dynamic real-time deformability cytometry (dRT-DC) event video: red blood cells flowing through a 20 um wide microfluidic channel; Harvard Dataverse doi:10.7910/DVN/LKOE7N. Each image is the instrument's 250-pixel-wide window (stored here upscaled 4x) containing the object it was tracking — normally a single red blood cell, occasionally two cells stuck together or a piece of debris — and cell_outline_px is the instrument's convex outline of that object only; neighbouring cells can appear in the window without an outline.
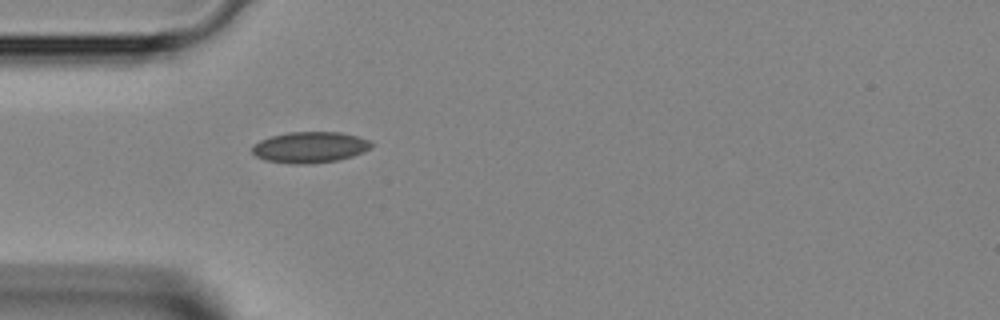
{"species": "Egyptian fruit bat (a non-hibernating species)", "species_latin": "Rousettus aegyptiacus", "temperature_condition": "room temperature", "stored_images_in_passage": 32, "camera_frame_rate_fps": 3000, "um_per_image_px": 0.085, "animal": {"sex": "female"}, "frame": {"image": 1, "passage_image": 1, "time_ms": 0.0, "image_size_px": [1000, 320], "cell_outline_px": [[372, 144], [368, 148], [352, 156], [336, 160], [312, 164], [288, 164], [264, 160], [256, 156], [252, 152], [252, 144], [260, 140], [272, 136], [288, 132], [340, 132], [356, 136], [368, 140]], "centroid_in_image_um": [26.26, 12.52], "position_along_channel_um": 58.7, "area_um2": 21.44}}
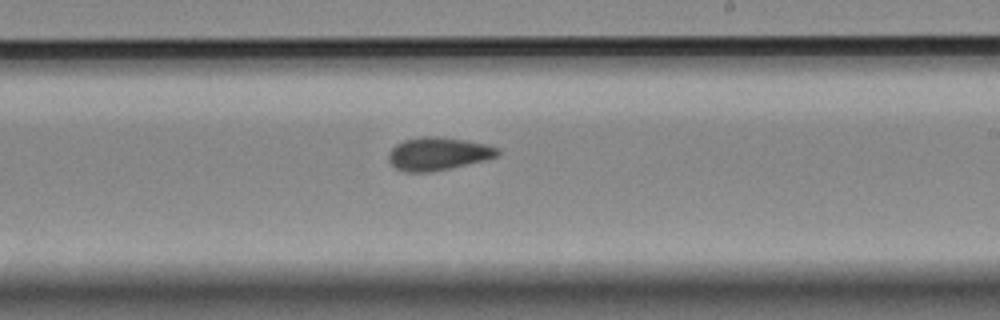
{"frame": {"image": 2, "passage_image": 14, "time_ms": 4.333, "image_size_px": [1000, 320], "cell_outline_px": [[500, 156], [452, 168], [432, 172], [404, 172], [396, 168], [388, 160], [388, 152], [396, 144], [404, 140], [420, 136], [436, 136], [464, 140], [484, 144], [500, 148]], "centroid_in_image_um": [37.23, 13.07], "position_along_channel_um": 251.8, "area_um2": 21.1}}
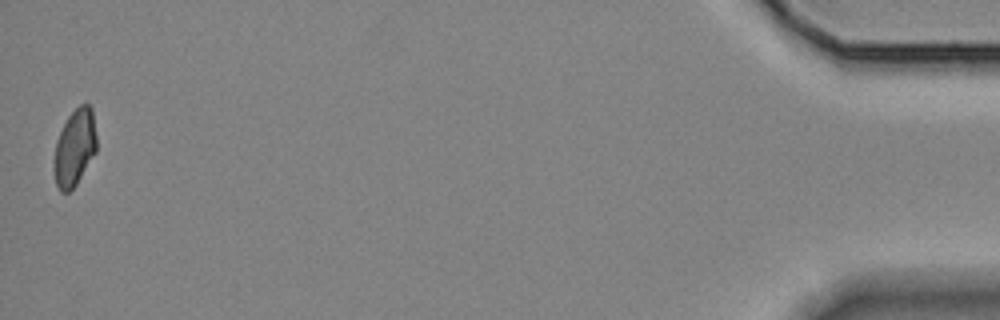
{"frame": {"image": 3, "passage_image": 32, "time_ms": 10.333, "image_size_px": [1000, 320], "cell_outline_px": [[96, 152], [76, 184], [68, 192], [60, 192], [56, 184], [56, 140], [68, 116], [80, 104], [88, 104], [92, 108], [96, 136]], "centroid_in_image_um": [6.38, 12.51], "position_along_channel_um": 428.8, "area_um2": 18.44}}